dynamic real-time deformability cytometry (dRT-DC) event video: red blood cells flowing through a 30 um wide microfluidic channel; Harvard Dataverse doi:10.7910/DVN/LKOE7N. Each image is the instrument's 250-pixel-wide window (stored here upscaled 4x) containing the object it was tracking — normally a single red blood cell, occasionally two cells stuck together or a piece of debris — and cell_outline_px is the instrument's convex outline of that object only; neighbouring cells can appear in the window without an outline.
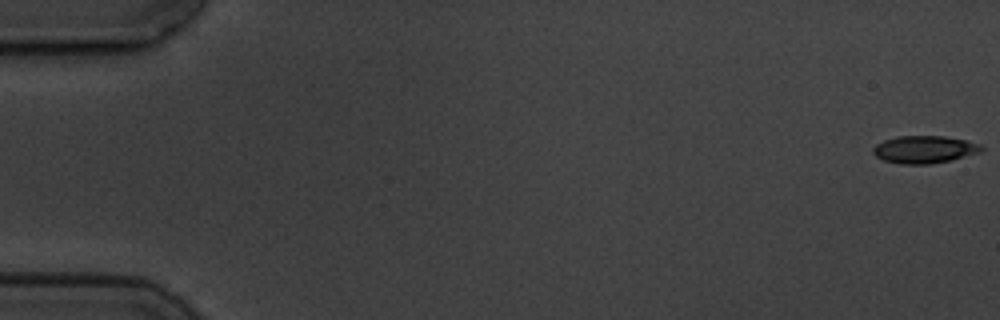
{"species": "common noctule bat (a hibernating species)", "species_latin": "Nyctalus noctula", "temperature_condition": "cold", "stored_images_in_passage": 15, "camera_frame_rate_fps": 3000, "um_per_image_px": 0.085, "animal": {"sex": "male", "body_mass_g": 19.5, "forearm_length_mm": 54.6}, "frame": {"image": 1, "passage_image": 1, "time_ms": 0.0, "image_size_px": [1000, 320], "cell_outline_px": [[984, 148], [980, 152], [952, 160], [928, 164], [900, 164], [884, 160], [876, 156], [872, 152], [872, 148], [876, 144], [884, 140], [896, 136], [944, 136], [964, 140], [980, 144]], "centroid_in_image_um": [78.55, 12.7], "position_along_channel_um": 6.4, "area_um2": 17.34}}
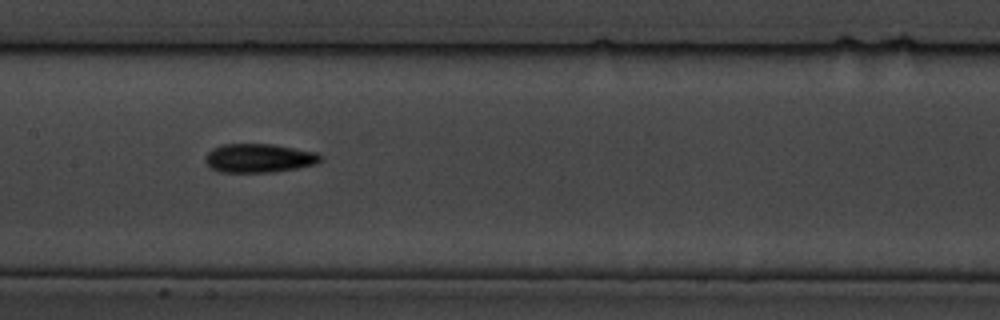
{"frame": {"image": 2, "passage_image": 8, "time_ms": 9.333, "image_size_px": [1000, 320], "cell_outline_px": [[324, 156], [316, 164], [296, 168], [272, 172], [220, 172], [212, 168], [204, 160], [204, 156], [212, 148], [224, 144], [272, 144], [316, 152]], "centroid_in_image_um": [22.01, 13.43], "position_along_channel_um": 185.4, "area_um2": 19.31}}
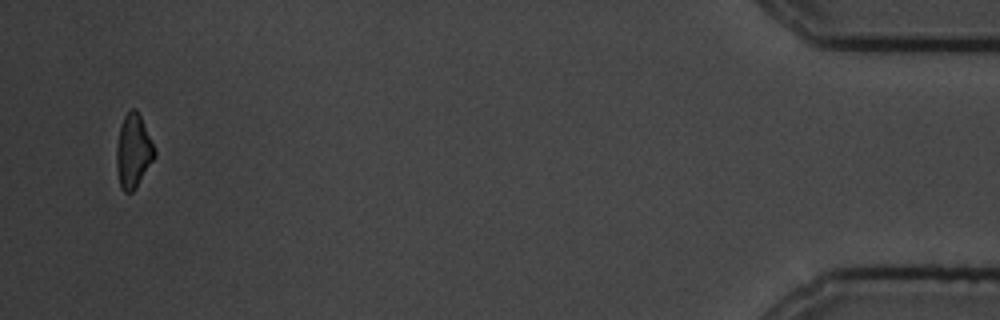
{"frame": {"image": 3, "passage_image": 15, "time_ms": 18.333, "image_size_px": [1000, 320], "cell_outline_px": [[156, 156], [136, 188], [132, 192], [124, 192], [120, 188], [116, 164], [116, 144], [120, 124], [128, 108], [136, 108], [140, 116], [156, 152]], "centroid_in_image_um": [11.31, 12.84], "position_along_channel_um": 423.9, "area_um2": 16.47}, "authors_computed_cell_mechanics": {"area_um2": 17.629, "velocity_mm_per_s": 3.5358, "shape_relaxation_time_tau1_ms": 3.0081, "shape_relaxation_time_tau2_ms": 7.1718, "deformation_change_tau1": 0.1149, "deformation_change_tau2": 0.1537}}